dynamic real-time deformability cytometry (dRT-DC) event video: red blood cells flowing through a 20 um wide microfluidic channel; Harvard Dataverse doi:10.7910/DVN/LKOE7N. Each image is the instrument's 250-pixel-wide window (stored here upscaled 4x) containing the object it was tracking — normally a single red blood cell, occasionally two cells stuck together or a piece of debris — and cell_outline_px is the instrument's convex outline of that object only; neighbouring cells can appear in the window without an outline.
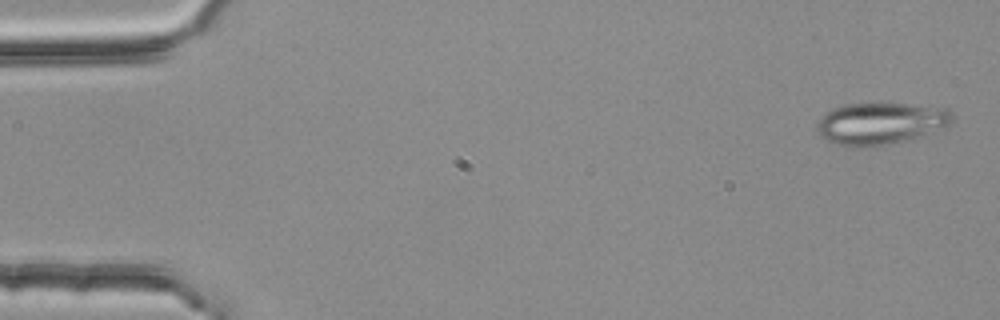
{"species": "common noctule bat (a hibernating species)", "species_latin": "Nyctalus noctula", "temperature_condition": "room temperature", "stored_images_in_passage": 5, "camera_frame_rate_fps": 3000, "um_per_image_px": 0.085, "animal": {"sex": "female", "body_mass_g": 25.1}, "frame": {"image": 1, "passage_image": 1, "time_ms": 0.0, "image_size_px": [1000, 320], "cell_outline_px": [[952, 120], [948, 124], [916, 136], [904, 140], [872, 148], [848, 148], [832, 144], [824, 140], [820, 136], [816, 128], [816, 124], [820, 116], [824, 112], [832, 108], [848, 104], [908, 104], [948, 108], [952, 112]], "centroid_in_image_um": [74.7, 10.51], "position_along_channel_um": 10.3, "area_um2": 33.12}}